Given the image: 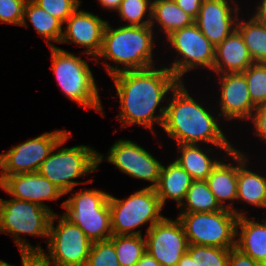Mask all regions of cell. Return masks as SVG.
I'll return each instance as SVG.
<instances>
[{
	"label": "cell",
	"mask_w": 266,
	"mask_h": 266,
	"mask_svg": "<svg viewBox=\"0 0 266 266\" xmlns=\"http://www.w3.org/2000/svg\"><path fill=\"white\" fill-rule=\"evenodd\" d=\"M109 207L113 235H142L140 230H133L146 223H150L149 229L164 218L154 188L138 190L125 200L109 194Z\"/></svg>",
	"instance_id": "ba28073f"
},
{
	"label": "cell",
	"mask_w": 266,
	"mask_h": 266,
	"mask_svg": "<svg viewBox=\"0 0 266 266\" xmlns=\"http://www.w3.org/2000/svg\"><path fill=\"white\" fill-rule=\"evenodd\" d=\"M192 182V177L177 162L173 161L167 167L162 165L158 184L154 189L162 206L169 198L176 201L179 207Z\"/></svg>",
	"instance_id": "7402d4cb"
},
{
	"label": "cell",
	"mask_w": 266,
	"mask_h": 266,
	"mask_svg": "<svg viewBox=\"0 0 266 266\" xmlns=\"http://www.w3.org/2000/svg\"><path fill=\"white\" fill-rule=\"evenodd\" d=\"M172 94L167 100L162 128L177 144L212 143L227 154L234 149L216 118L189 95L183 82L177 84Z\"/></svg>",
	"instance_id": "7a4b0ae2"
},
{
	"label": "cell",
	"mask_w": 266,
	"mask_h": 266,
	"mask_svg": "<svg viewBox=\"0 0 266 266\" xmlns=\"http://www.w3.org/2000/svg\"><path fill=\"white\" fill-rule=\"evenodd\" d=\"M166 38L177 54L182 56L181 60L175 59L168 68L180 82H183L182 76L193 68L206 67L212 70L215 46L195 23L172 32Z\"/></svg>",
	"instance_id": "8fae6325"
},
{
	"label": "cell",
	"mask_w": 266,
	"mask_h": 266,
	"mask_svg": "<svg viewBox=\"0 0 266 266\" xmlns=\"http://www.w3.org/2000/svg\"><path fill=\"white\" fill-rule=\"evenodd\" d=\"M145 242L146 252L161 266H177L189 245L180 220L166 217L146 230Z\"/></svg>",
	"instance_id": "4fadbf2b"
},
{
	"label": "cell",
	"mask_w": 266,
	"mask_h": 266,
	"mask_svg": "<svg viewBox=\"0 0 266 266\" xmlns=\"http://www.w3.org/2000/svg\"><path fill=\"white\" fill-rule=\"evenodd\" d=\"M246 155L238 150L237 200L266 208V176L247 169Z\"/></svg>",
	"instance_id": "603a6c76"
},
{
	"label": "cell",
	"mask_w": 266,
	"mask_h": 266,
	"mask_svg": "<svg viewBox=\"0 0 266 266\" xmlns=\"http://www.w3.org/2000/svg\"><path fill=\"white\" fill-rule=\"evenodd\" d=\"M151 11L152 1L150 0H122L116 12L121 19L130 23L125 26H147L151 24ZM146 13L148 15H145ZM145 16L148 17L143 20Z\"/></svg>",
	"instance_id": "f546056e"
},
{
	"label": "cell",
	"mask_w": 266,
	"mask_h": 266,
	"mask_svg": "<svg viewBox=\"0 0 266 266\" xmlns=\"http://www.w3.org/2000/svg\"><path fill=\"white\" fill-rule=\"evenodd\" d=\"M69 137H71L70 132L57 143L38 170L40 175L50 180L65 195L81 184L73 181L74 179L96 171L104 159L101 153L85 145L58 149Z\"/></svg>",
	"instance_id": "277c9868"
},
{
	"label": "cell",
	"mask_w": 266,
	"mask_h": 266,
	"mask_svg": "<svg viewBox=\"0 0 266 266\" xmlns=\"http://www.w3.org/2000/svg\"><path fill=\"white\" fill-rule=\"evenodd\" d=\"M52 71L63 93L78 106L104 113L92 71L86 61L59 47H50Z\"/></svg>",
	"instance_id": "5b68a950"
},
{
	"label": "cell",
	"mask_w": 266,
	"mask_h": 266,
	"mask_svg": "<svg viewBox=\"0 0 266 266\" xmlns=\"http://www.w3.org/2000/svg\"><path fill=\"white\" fill-rule=\"evenodd\" d=\"M230 249L189 244L187 253L198 266H228Z\"/></svg>",
	"instance_id": "1f68e13d"
},
{
	"label": "cell",
	"mask_w": 266,
	"mask_h": 266,
	"mask_svg": "<svg viewBox=\"0 0 266 266\" xmlns=\"http://www.w3.org/2000/svg\"><path fill=\"white\" fill-rule=\"evenodd\" d=\"M220 80V110L225 119H250L256 106L253 104L247 81L242 72L223 73Z\"/></svg>",
	"instance_id": "ac0fdd59"
},
{
	"label": "cell",
	"mask_w": 266,
	"mask_h": 266,
	"mask_svg": "<svg viewBox=\"0 0 266 266\" xmlns=\"http://www.w3.org/2000/svg\"><path fill=\"white\" fill-rule=\"evenodd\" d=\"M247 219L246 215L238 217L236 225L235 247L241 252L249 255L257 262H261L266 257V220L262 219V223ZM240 229L241 231H239Z\"/></svg>",
	"instance_id": "44dd1931"
},
{
	"label": "cell",
	"mask_w": 266,
	"mask_h": 266,
	"mask_svg": "<svg viewBox=\"0 0 266 266\" xmlns=\"http://www.w3.org/2000/svg\"><path fill=\"white\" fill-rule=\"evenodd\" d=\"M260 266H266V257L260 262Z\"/></svg>",
	"instance_id": "bcb514c9"
},
{
	"label": "cell",
	"mask_w": 266,
	"mask_h": 266,
	"mask_svg": "<svg viewBox=\"0 0 266 266\" xmlns=\"http://www.w3.org/2000/svg\"><path fill=\"white\" fill-rule=\"evenodd\" d=\"M63 214L77 225L93 243L108 240L111 230L109 194L96 189L78 191L61 205Z\"/></svg>",
	"instance_id": "52a82bcc"
},
{
	"label": "cell",
	"mask_w": 266,
	"mask_h": 266,
	"mask_svg": "<svg viewBox=\"0 0 266 266\" xmlns=\"http://www.w3.org/2000/svg\"><path fill=\"white\" fill-rule=\"evenodd\" d=\"M228 266H260V262L233 247L230 249Z\"/></svg>",
	"instance_id": "8d00e7d4"
},
{
	"label": "cell",
	"mask_w": 266,
	"mask_h": 266,
	"mask_svg": "<svg viewBox=\"0 0 266 266\" xmlns=\"http://www.w3.org/2000/svg\"><path fill=\"white\" fill-rule=\"evenodd\" d=\"M85 266H120L113 242L110 239L93 242Z\"/></svg>",
	"instance_id": "d6a6232c"
},
{
	"label": "cell",
	"mask_w": 266,
	"mask_h": 266,
	"mask_svg": "<svg viewBox=\"0 0 266 266\" xmlns=\"http://www.w3.org/2000/svg\"><path fill=\"white\" fill-rule=\"evenodd\" d=\"M153 27L147 26H120L113 29L107 22L102 40L100 53L97 55L96 64L99 58L115 61L119 65L112 66L105 63V68L110 76L128 70H142L154 67L153 64Z\"/></svg>",
	"instance_id": "3957f363"
},
{
	"label": "cell",
	"mask_w": 266,
	"mask_h": 266,
	"mask_svg": "<svg viewBox=\"0 0 266 266\" xmlns=\"http://www.w3.org/2000/svg\"><path fill=\"white\" fill-rule=\"evenodd\" d=\"M252 114L250 120L253 121V125L255 126V134L266 140V104L257 106Z\"/></svg>",
	"instance_id": "d590c367"
},
{
	"label": "cell",
	"mask_w": 266,
	"mask_h": 266,
	"mask_svg": "<svg viewBox=\"0 0 266 266\" xmlns=\"http://www.w3.org/2000/svg\"><path fill=\"white\" fill-rule=\"evenodd\" d=\"M253 104L257 107L266 104V63H253L242 72Z\"/></svg>",
	"instance_id": "4dcf8cb0"
},
{
	"label": "cell",
	"mask_w": 266,
	"mask_h": 266,
	"mask_svg": "<svg viewBox=\"0 0 266 266\" xmlns=\"http://www.w3.org/2000/svg\"><path fill=\"white\" fill-rule=\"evenodd\" d=\"M236 23L253 63H266V26L259 23L254 17L249 21Z\"/></svg>",
	"instance_id": "83f0119b"
},
{
	"label": "cell",
	"mask_w": 266,
	"mask_h": 266,
	"mask_svg": "<svg viewBox=\"0 0 266 266\" xmlns=\"http://www.w3.org/2000/svg\"><path fill=\"white\" fill-rule=\"evenodd\" d=\"M135 266H161V265L150 254L146 252Z\"/></svg>",
	"instance_id": "60d3db41"
},
{
	"label": "cell",
	"mask_w": 266,
	"mask_h": 266,
	"mask_svg": "<svg viewBox=\"0 0 266 266\" xmlns=\"http://www.w3.org/2000/svg\"><path fill=\"white\" fill-rule=\"evenodd\" d=\"M26 16L36 29L37 33L45 38L47 45L54 47L49 41L60 43L62 38L63 23L56 17L51 16L38 6L33 0H28L24 9V20L21 26H28Z\"/></svg>",
	"instance_id": "484cf974"
},
{
	"label": "cell",
	"mask_w": 266,
	"mask_h": 266,
	"mask_svg": "<svg viewBox=\"0 0 266 266\" xmlns=\"http://www.w3.org/2000/svg\"><path fill=\"white\" fill-rule=\"evenodd\" d=\"M156 22L168 36L176 30L192 25L194 19L174 0H153L150 25L153 27Z\"/></svg>",
	"instance_id": "cb8c5ba5"
},
{
	"label": "cell",
	"mask_w": 266,
	"mask_h": 266,
	"mask_svg": "<svg viewBox=\"0 0 266 266\" xmlns=\"http://www.w3.org/2000/svg\"><path fill=\"white\" fill-rule=\"evenodd\" d=\"M57 217L54 213L50 221L47 239L49 255L42 251L38 258L48 266H85L92 242L64 215L58 218V225L54 227Z\"/></svg>",
	"instance_id": "9c48e42d"
},
{
	"label": "cell",
	"mask_w": 266,
	"mask_h": 266,
	"mask_svg": "<svg viewBox=\"0 0 266 266\" xmlns=\"http://www.w3.org/2000/svg\"><path fill=\"white\" fill-rule=\"evenodd\" d=\"M105 159L128 175L151 182L147 188H155L158 184L162 164L131 140L116 141Z\"/></svg>",
	"instance_id": "5bb4252c"
},
{
	"label": "cell",
	"mask_w": 266,
	"mask_h": 266,
	"mask_svg": "<svg viewBox=\"0 0 266 266\" xmlns=\"http://www.w3.org/2000/svg\"><path fill=\"white\" fill-rule=\"evenodd\" d=\"M232 210L216 212L180 213L188 244L233 248L236 245L238 220Z\"/></svg>",
	"instance_id": "30bf717a"
},
{
	"label": "cell",
	"mask_w": 266,
	"mask_h": 266,
	"mask_svg": "<svg viewBox=\"0 0 266 266\" xmlns=\"http://www.w3.org/2000/svg\"><path fill=\"white\" fill-rule=\"evenodd\" d=\"M177 162L193 180H206L220 160L211 159L197 144H178Z\"/></svg>",
	"instance_id": "d4e9b609"
},
{
	"label": "cell",
	"mask_w": 266,
	"mask_h": 266,
	"mask_svg": "<svg viewBox=\"0 0 266 266\" xmlns=\"http://www.w3.org/2000/svg\"><path fill=\"white\" fill-rule=\"evenodd\" d=\"M52 215L50 210L34 202L0 199V232L11 234L20 252L38 255L43 251L41 246L34 247L20 234L48 237Z\"/></svg>",
	"instance_id": "8992f818"
},
{
	"label": "cell",
	"mask_w": 266,
	"mask_h": 266,
	"mask_svg": "<svg viewBox=\"0 0 266 266\" xmlns=\"http://www.w3.org/2000/svg\"><path fill=\"white\" fill-rule=\"evenodd\" d=\"M252 64V57L237 29L215 47L212 70L219 75L244 72Z\"/></svg>",
	"instance_id": "d6986e66"
},
{
	"label": "cell",
	"mask_w": 266,
	"mask_h": 266,
	"mask_svg": "<svg viewBox=\"0 0 266 266\" xmlns=\"http://www.w3.org/2000/svg\"><path fill=\"white\" fill-rule=\"evenodd\" d=\"M51 16L59 19L63 24L80 6V0H33Z\"/></svg>",
	"instance_id": "836d02e7"
},
{
	"label": "cell",
	"mask_w": 266,
	"mask_h": 266,
	"mask_svg": "<svg viewBox=\"0 0 266 266\" xmlns=\"http://www.w3.org/2000/svg\"><path fill=\"white\" fill-rule=\"evenodd\" d=\"M177 266H198L195 260H192L191 256L186 252L181 260L178 262Z\"/></svg>",
	"instance_id": "7bdbcfd3"
},
{
	"label": "cell",
	"mask_w": 266,
	"mask_h": 266,
	"mask_svg": "<svg viewBox=\"0 0 266 266\" xmlns=\"http://www.w3.org/2000/svg\"><path fill=\"white\" fill-rule=\"evenodd\" d=\"M0 168H1L0 187H1V189H3V186H4V175L2 174V155H0Z\"/></svg>",
	"instance_id": "ee69618b"
},
{
	"label": "cell",
	"mask_w": 266,
	"mask_h": 266,
	"mask_svg": "<svg viewBox=\"0 0 266 266\" xmlns=\"http://www.w3.org/2000/svg\"><path fill=\"white\" fill-rule=\"evenodd\" d=\"M3 190L13 198L37 203L53 214L55 213L53 209H50L43 201L56 200L65 195L60 188L38 172L6 176Z\"/></svg>",
	"instance_id": "e0dca14e"
},
{
	"label": "cell",
	"mask_w": 266,
	"mask_h": 266,
	"mask_svg": "<svg viewBox=\"0 0 266 266\" xmlns=\"http://www.w3.org/2000/svg\"><path fill=\"white\" fill-rule=\"evenodd\" d=\"M228 154L237 165L233 166L219 161L206 179V182L215 196L216 201L222 208L232 210L236 215L242 216L245 213L238 212L233 206V203H228V205L224 204L226 200H237L238 149L234 148Z\"/></svg>",
	"instance_id": "ffe728a7"
},
{
	"label": "cell",
	"mask_w": 266,
	"mask_h": 266,
	"mask_svg": "<svg viewBox=\"0 0 266 266\" xmlns=\"http://www.w3.org/2000/svg\"><path fill=\"white\" fill-rule=\"evenodd\" d=\"M111 78L120 100L121 110L117 118L122 127L128 124L144 125L153 133V123L162 128L166 107L161 106L159 115L155 116L154 113L167 93L180 82L168 67L122 71Z\"/></svg>",
	"instance_id": "6da1fadb"
},
{
	"label": "cell",
	"mask_w": 266,
	"mask_h": 266,
	"mask_svg": "<svg viewBox=\"0 0 266 266\" xmlns=\"http://www.w3.org/2000/svg\"><path fill=\"white\" fill-rule=\"evenodd\" d=\"M21 259H22V266H31L37 259L38 255L27 253V252H20ZM0 266H15L0 260Z\"/></svg>",
	"instance_id": "f35d334b"
},
{
	"label": "cell",
	"mask_w": 266,
	"mask_h": 266,
	"mask_svg": "<svg viewBox=\"0 0 266 266\" xmlns=\"http://www.w3.org/2000/svg\"><path fill=\"white\" fill-rule=\"evenodd\" d=\"M259 23L266 26V0L257 6V12L253 16Z\"/></svg>",
	"instance_id": "ab89813d"
},
{
	"label": "cell",
	"mask_w": 266,
	"mask_h": 266,
	"mask_svg": "<svg viewBox=\"0 0 266 266\" xmlns=\"http://www.w3.org/2000/svg\"><path fill=\"white\" fill-rule=\"evenodd\" d=\"M185 201L179 206L182 210L180 213L216 212L223 209L216 201L206 180H193L187 190Z\"/></svg>",
	"instance_id": "4316f807"
},
{
	"label": "cell",
	"mask_w": 266,
	"mask_h": 266,
	"mask_svg": "<svg viewBox=\"0 0 266 266\" xmlns=\"http://www.w3.org/2000/svg\"><path fill=\"white\" fill-rule=\"evenodd\" d=\"M203 0H174V2L194 20L199 14Z\"/></svg>",
	"instance_id": "74e56055"
},
{
	"label": "cell",
	"mask_w": 266,
	"mask_h": 266,
	"mask_svg": "<svg viewBox=\"0 0 266 266\" xmlns=\"http://www.w3.org/2000/svg\"><path fill=\"white\" fill-rule=\"evenodd\" d=\"M31 266H48L44 264L39 258Z\"/></svg>",
	"instance_id": "f6af8a7d"
},
{
	"label": "cell",
	"mask_w": 266,
	"mask_h": 266,
	"mask_svg": "<svg viewBox=\"0 0 266 266\" xmlns=\"http://www.w3.org/2000/svg\"><path fill=\"white\" fill-rule=\"evenodd\" d=\"M102 7L117 11L122 0H98Z\"/></svg>",
	"instance_id": "b9f144b4"
},
{
	"label": "cell",
	"mask_w": 266,
	"mask_h": 266,
	"mask_svg": "<svg viewBox=\"0 0 266 266\" xmlns=\"http://www.w3.org/2000/svg\"><path fill=\"white\" fill-rule=\"evenodd\" d=\"M107 22L78 7L64 22V24L67 23V26L62 33L60 43L74 42L87 48L84 53L96 58L102 47L103 33Z\"/></svg>",
	"instance_id": "2e32d148"
},
{
	"label": "cell",
	"mask_w": 266,
	"mask_h": 266,
	"mask_svg": "<svg viewBox=\"0 0 266 266\" xmlns=\"http://www.w3.org/2000/svg\"><path fill=\"white\" fill-rule=\"evenodd\" d=\"M228 0H203L194 23L203 35L216 47L233 30L238 20V6L231 7ZM233 12L235 16H233Z\"/></svg>",
	"instance_id": "9a60e30c"
},
{
	"label": "cell",
	"mask_w": 266,
	"mask_h": 266,
	"mask_svg": "<svg viewBox=\"0 0 266 266\" xmlns=\"http://www.w3.org/2000/svg\"><path fill=\"white\" fill-rule=\"evenodd\" d=\"M68 133L66 130L46 132L1 153L4 178L13 174L38 172L43 161Z\"/></svg>",
	"instance_id": "7c38bea8"
},
{
	"label": "cell",
	"mask_w": 266,
	"mask_h": 266,
	"mask_svg": "<svg viewBox=\"0 0 266 266\" xmlns=\"http://www.w3.org/2000/svg\"><path fill=\"white\" fill-rule=\"evenodd\" d=\"M109 239L114 244L120 266H135L146 253L142 235H112Z\"/></svg>",
	"instance_id": "f1b7e54d"
},
{
	"label": "cell",
	"mask_w": 266,
	"mask_h": 266,
	"mask_svg": "<svg viewBox=\"0 0 266 266\" xmlns=\"http://www.w3.org/2000/svg\"><path fill=\"white\" fill-rule=\"evenodd\" d=\"M28 0H0V22L22 25Z\"/></svg>",
	"instance_id": "e575fe53"
}]
</instances>
